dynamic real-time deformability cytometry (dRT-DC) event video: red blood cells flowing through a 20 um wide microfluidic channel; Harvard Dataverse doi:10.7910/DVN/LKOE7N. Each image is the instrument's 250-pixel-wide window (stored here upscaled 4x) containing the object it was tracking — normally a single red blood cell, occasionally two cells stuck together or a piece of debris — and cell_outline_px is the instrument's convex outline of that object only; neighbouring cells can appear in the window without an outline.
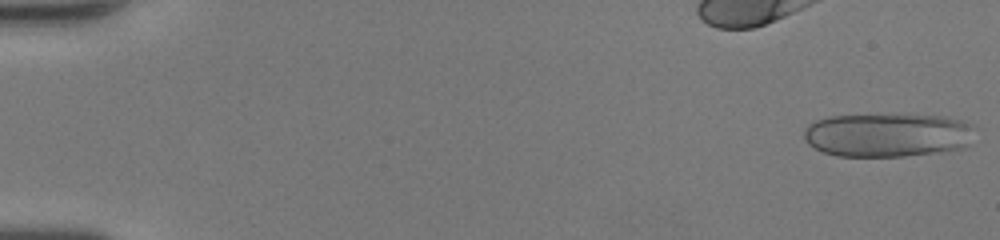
{"species": "human", "species_latin": "Homo sapiens", "temperature_condition": "room temperature", "stored_images_in_passage": 49, "camera_frame_rate_fps": 3000, "um_per_image_px": 0.085, "donor": {"sex": "female"}, "frame": {"image": 1, "passage_image": 1, "time_ms": 0.0, "image_size_px": [1000, 240], "cell_outline_px": [[976, 128], [968, 148], [904, 156], [836, 156], [824, 152], [808, 144], [804, 140], [804, 128], [808, 124], [816, 120], [828, 116], [944, 116], [960, 120], [972, 124]], "centroid_in_image_um": [75.47, 11.49], "position_along_channel_um": 9.5, "area_um2": 43.47}}
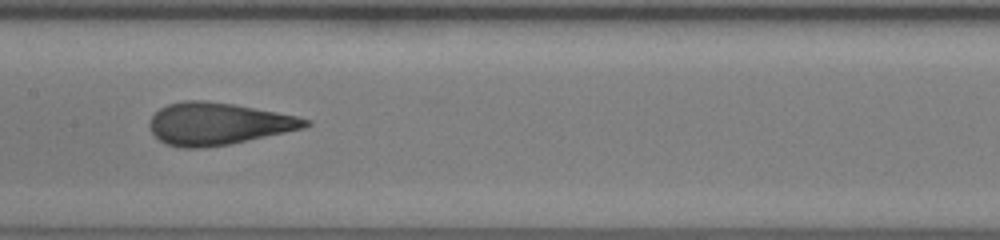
{"frame": {"image": 2, "passage_image": 26, "time_ms": 8.333, "image_size_px": [1000, 240], "cell_outline_px": [[312, 124], [304, 128], [228, 144], [204, 148], [180, 148], [164, 144], [152, 132], [148, 124], [152, 116], [160, 108], [168, 104], [184, 100], [204, 100], [232, 104], [276, 112], [296, 116], [312, 120]], "centroid_in_image_um": [18.51, 10.52], "position_along_channel_um": 188.9, "area_um2": 38.09}}
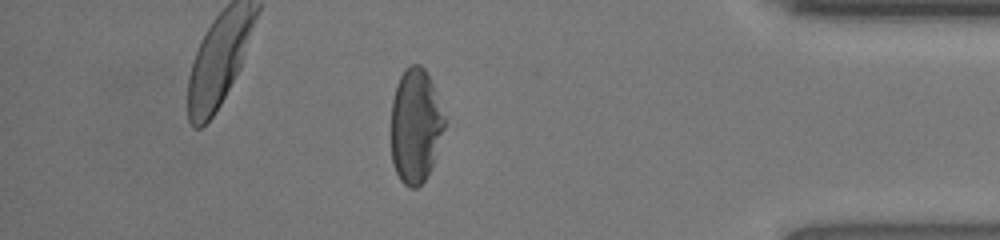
{"frame": {"image": 3, "passage_image": 43, "time_ms": 14.0, "image_size_px": [1000, 240], "cell_outline_px": [[444, 128], [432, 164], [424, 180], [416, 188], [408, 188], [400, 180], [392, 164], [392, 100], [396, 84], [404, 68], [412, 64], [420, 64], [424, 68], [432, 84], [444, 116]], "centroid_in_image_um": [35.29, 10.68], "position_along_channel_um": 399.9, "area_um2": 35.14}, "authors_computed_cell_mechanics": {"area_um2": 38.3214, "velocity_mm_per_s": 4.2502, "shape_relaxation_time_tau1_ms": 5.4427, "shape_relaxation_time_tau2_ms": null, "deformation_change_tau1": 0.1812, "deformation_change_tau2": null}}